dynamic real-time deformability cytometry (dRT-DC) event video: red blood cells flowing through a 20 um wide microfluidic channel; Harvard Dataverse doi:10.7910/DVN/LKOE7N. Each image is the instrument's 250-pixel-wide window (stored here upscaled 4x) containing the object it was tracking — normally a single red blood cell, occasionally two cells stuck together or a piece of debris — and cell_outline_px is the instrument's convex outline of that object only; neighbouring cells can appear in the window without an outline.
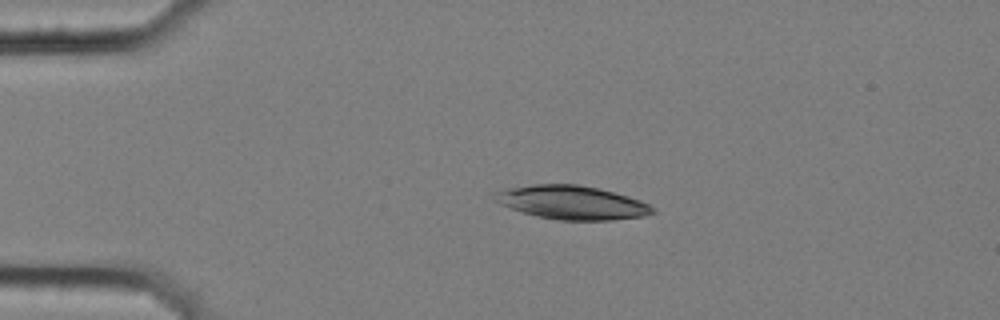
{"species": "common noctule bat (a hibernating species)", "species_latin": "Nyctalus noctula", "temperature_condition": "cold", "stored_images_in_passage": 10, "camera_frame_rate_fps": 3000, "um_per_image_px": 0.085, "animal": {"sex": "female", "body_mass_g": 25.1}, "frame": {"image": 1, "passage_image": 2, "time_ms": 0.333, "image_size_px": [1000, 320], "cell_outline_px": [[656, 212], [644, 216], [612, 220], [560, 220], [536, 216], [500, 204], [492, 200], [492, 192], [508, 188], [532, 184], [580, 184], [600, 188], [628, 196], [640, 200], [656, 208]], "centroid_in_image_um": [48.6, 17.2], "position_along_channel_um": 36.4, "area_um2": 31.21}}
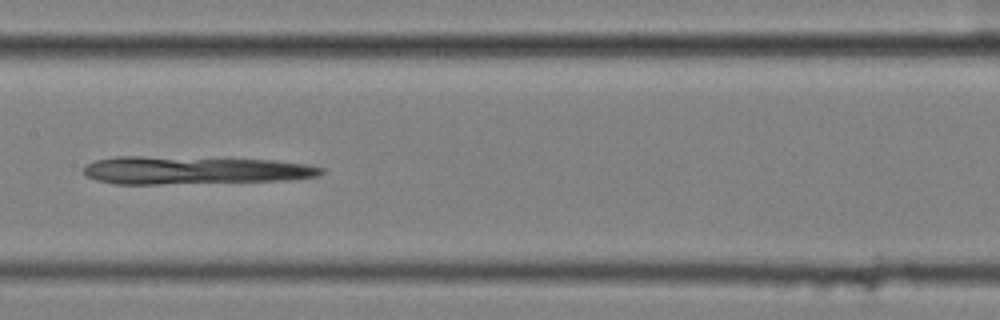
{"frame": {"image": 2, "passage_image": 6, "time_ms": 1.667, "image_size_px": [1000, 320], "cell_outline_px": [[324, 172], [320, 176], [292, 180], [160, 184], [116, 184], [96, 180], [88, 176], [84, 172], [84, 168], [88, 164], [96, 160], [116, 156], [144, 156], [272, 160], [312, 164], [324, 168]], "centroid_in_image_um": [16.59, 14.47], "position_along_channel_um": 190.8, "area_um2": 38.84}}
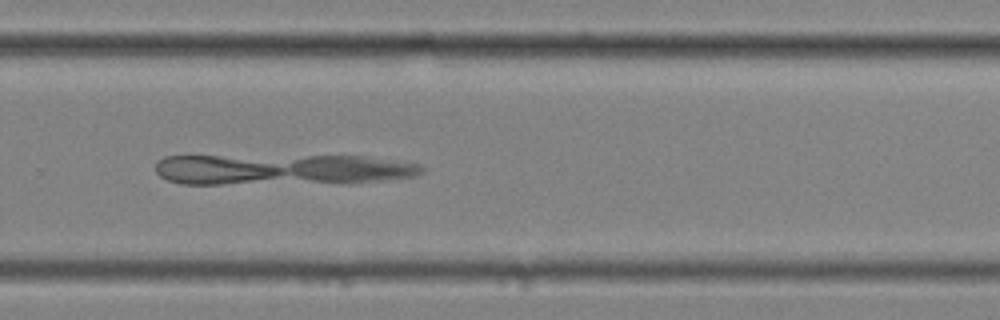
{"frame": {"image": 3, "passage_image": 9, "time_ms": 2.667, "image_size_px": [1000, 320], "cell_outline_px": [[424, 172], [416, 176], [380, 180], [224, 184], [180, 184], [168, 180], [160, 176], [156, 172], [156, 160], [164, 156], [364, 156], [420, 164], [424, 168]], "centroid_in_image_um": [23.87, 14.38], "position_along_channel_um": 305.9, "area_um2": 46.99}}